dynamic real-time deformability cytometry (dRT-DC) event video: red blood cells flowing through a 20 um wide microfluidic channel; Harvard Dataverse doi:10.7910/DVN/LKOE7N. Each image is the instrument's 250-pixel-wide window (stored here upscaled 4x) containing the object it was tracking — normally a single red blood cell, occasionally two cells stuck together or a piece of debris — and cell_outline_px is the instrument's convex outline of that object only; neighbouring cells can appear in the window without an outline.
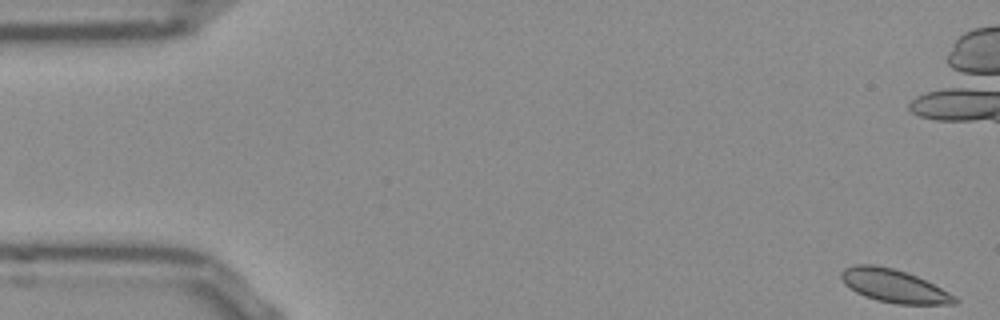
{"species": "Egyptian fruit bat (a non-hibernating species)", "species_latin": "Rousettus aegyptiacus", "temperature_condition": "room temperature", "stored_images_in_passage": 54, "camera_frame_rate_fps": 3000, "um_per_image_px": 0.085, "frame": {"image": 1, "passage_image": 1, "time_ms": 0.0, "image_size_px": [1000, 320], "cell_outline_px": [[960, 300], [956, 304], [896, 304], [876, 300], [864, 296], [856, 292], [844, 284], [840, 276], [840, 272], [844, 268], [856, 264], [872, 264], [892, 268], [916, 276], [956, 296]], "centroid_in_image_um": [75.96, 24.31], "position_along_channel_um": 9.0, "area_um2": 21.79}}
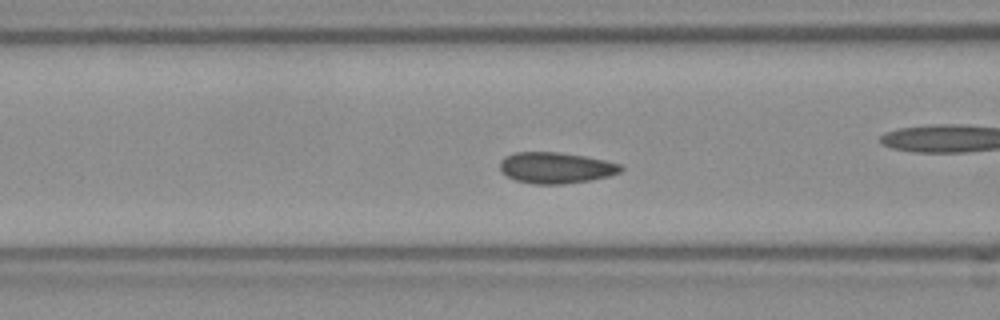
{"frame": {"image": 2, "passage_image": 20, "time_ms": 6.333, "image_size_px": [1000, 320], "cell_outline_px": [[624, 168], [620, 172], [608, 176], [588, 180], [564, 184], [532, 184], [516, 180], [500, 172], [500, 160], [504, 156], [516, 152], [556, 152], [584, 156], [604, 160], [620, 164]], "centroid_in_image_um": [47.21, 14.26], "position_along_channel_um": 119.4, "area_um2": 21.85}}
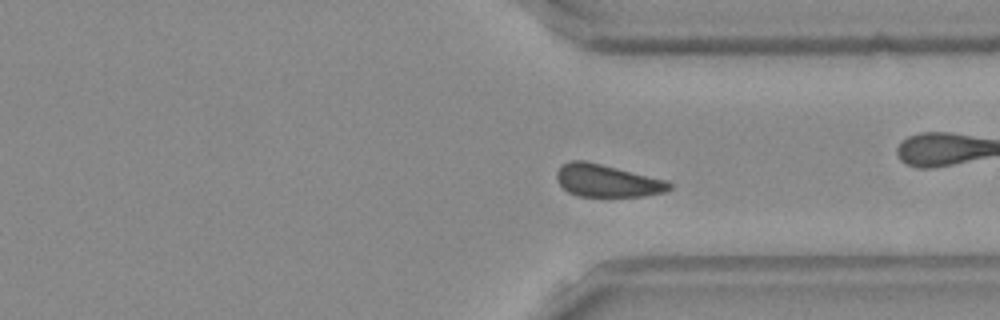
{"frame": {"image": 3, "passage_image": 39, "time_ms": 12.667, "image_size_px": [1000, 320], "cell_outline_px": [[672, 188], [664, 192], [644, 196], [576, 196], [568, 192], [560, 184], [556, 176], [556, 172], [564, 164], [572, 160], [584, 160], [664, 180], [672, 184]], "centroid_in_image_um": [51.58, 15.37], "position_along_channel_um": 359.8, "area_um2": 20.87}, "authors_computed_cell_mechanics": {"area_um2": 21.7039, "velocity_mm_per_s": 3.7956, "shape_relaxation_time_tau1_ms": 1.7694, "shape_relaxation_time_tau2_ms": null, "deformation_change_tau1": 0.0316, "deformation_change_tau2": null}}